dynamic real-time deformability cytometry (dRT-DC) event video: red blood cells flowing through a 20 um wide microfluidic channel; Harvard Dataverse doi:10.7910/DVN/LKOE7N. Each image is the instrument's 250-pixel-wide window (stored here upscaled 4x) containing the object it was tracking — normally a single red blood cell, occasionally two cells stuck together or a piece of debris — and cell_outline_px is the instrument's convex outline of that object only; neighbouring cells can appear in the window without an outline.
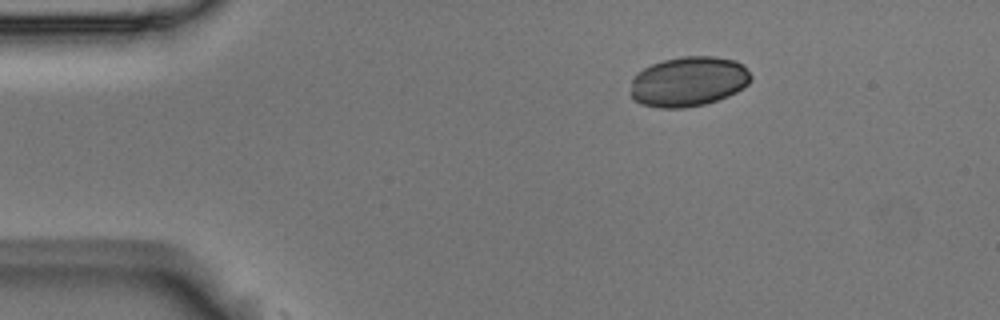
{"species": "Egyptian fruit bat (a non-hibernating species)", "species_latin": "Rousettus aegyptiacus", "temperature_condition": "room temperature", "stored_images_in_passage": 2, "camera_frame_rate_fps": 3000, "um_per_image_px": 0.085, "animal": {"sex": "male"}, "frame": {"image": 1, "passage_image": 1, "time_ms": 0.0, "image_size_px": [1000, 320], "cell_outline_px": [[752, 80], [748, 84], [736, 92], [728, 96], [704, 104], [684, 108], [660, 108], [640, 104], [632, 100], [628, 92], [632, 80], [644, 68], [652, 64], [664, 60], [680, 56], [712, 56], [736, 60], [744, 64], [752, 76]], "centroid_in_image_um": [58.51, 6.93], "position_along_channel_um": 26.5, "area_um2": 35.37}}